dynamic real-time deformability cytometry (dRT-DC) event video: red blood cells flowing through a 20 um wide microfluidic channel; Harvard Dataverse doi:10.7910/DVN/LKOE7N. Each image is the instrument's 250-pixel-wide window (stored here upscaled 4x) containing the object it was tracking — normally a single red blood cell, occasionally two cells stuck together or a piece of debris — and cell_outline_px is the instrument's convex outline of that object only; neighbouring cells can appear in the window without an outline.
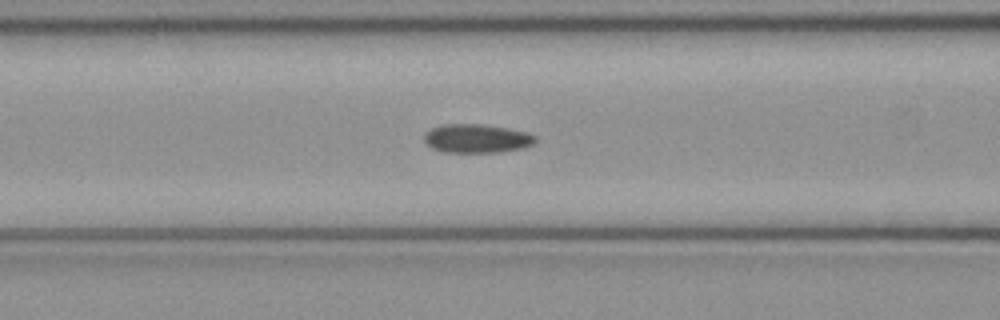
{"species": "common noctule bat (a hibernating species)", "species_latin": "Nyctalus noctula", "temperature_condition": "cold", "stored_images_in_passage": 51, "camera_frame_rate_fps": 3000, "um_per_image_px": 0.085, "animal": {"sex": "female", "body_mass_g": 21.9}, "frame": {"image": 1, "passage_image": 21, "time_ms": 6.667, "image_size_px": [1000, 320], "cell_outline_px": [[536, 144], [524, 148], [500, 152], [444, 152], [432, 148], [424, 140], [424, 132], [440, 124], [484, 124], [508, 128], [528, 132], [536, 136]], "centroid_in_image_um": [40.55, 11.76], "position_along_channel_um": 126.0, "area_um2": 18.9}}
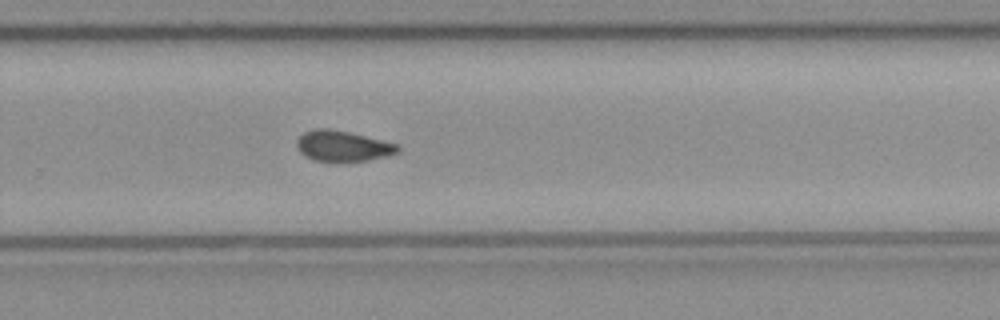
{"frame": {"image": 2, "passage_image": 34, "time_ms": 11.0, "image_size_px": [1000, 320], "cell_outline_px": [[400, 152], [388, 156], [368, 160], [336, 164], [316, 160], [304, 156], [300, 152], [296, 144], [296, 140], [304, 132], [316, 128], [328, 128], [348, 132], [400, 144]], "centroid_in_image_um": [29.15, 12.45], "position_along_channel_um": 300.6, "area_um2": 18.61}}
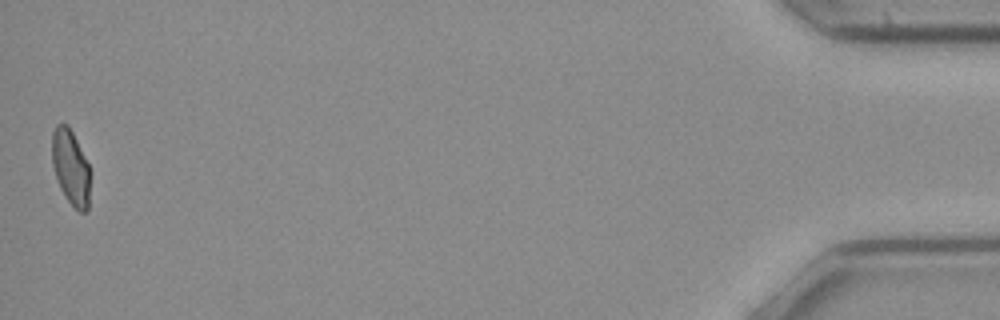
{"frame": {"image": 3, "passage_image": 51, "time_ms": 16.667, "image_size_px": [1000, 320], "cell_outline_px": [[92, 172], [88, 212], [80, 212], [68, 200], [60, 188], [52, 164], [52, 132], [56, 124], [68, 124]], "centroid_in_image_um": [6.04, 14.25], "position_along_channel_um": 429.2, "area_um2": 16.94}, "authors_computed_cell_mechanics": {"area_um2": 18.3226, "velocity_mm_per_s": 4.031, "shape_relaxation_time_tau1_ms": null, "shape_relaxation_time_tau2_ms": 4.2501, "deformation_change_tau1": null, "deformation_change_tau2": 0.0676}}